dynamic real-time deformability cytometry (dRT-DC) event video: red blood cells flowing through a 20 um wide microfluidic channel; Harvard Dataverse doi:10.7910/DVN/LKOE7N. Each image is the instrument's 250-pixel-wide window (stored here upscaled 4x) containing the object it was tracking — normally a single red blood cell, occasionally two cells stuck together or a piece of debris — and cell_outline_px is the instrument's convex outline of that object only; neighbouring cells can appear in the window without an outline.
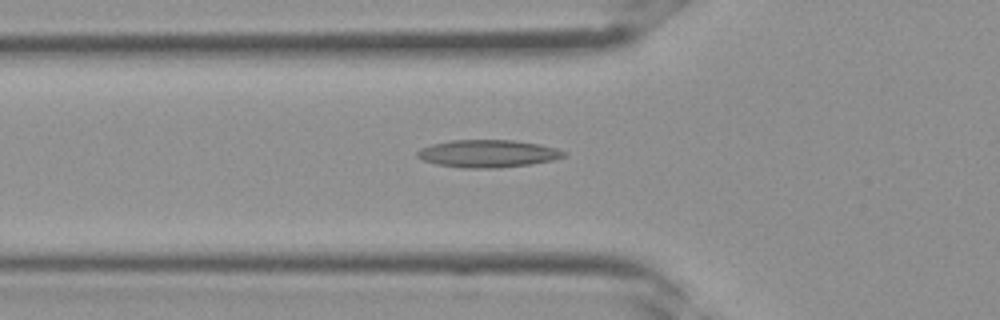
{"species": "Egyptian fruit bat (a non-hibernating species)", "species_latin": "Rousettus aegyptiacus", "temperature_condition": "room temperature", "stored_images_in_passage": 35, "camera_frame_rate_fps": 3000, "um_per_image_px": 0.085, "frame": {"image": 1, "passage_image": 12, "time_ms": 3.667, "image_size_px": [1000, 320], "cell_outline_px": [[568, 156], [552, 160], [532, 164], [500, 168], [464, 168], [436, 164], [424, 160], [416, 156], [416, 152], [420, 148], [432, 144], [452, 140], [512, 140], [540, 144], [556, 148], [568, 152]], "centroid_in_image_um": [41.5, 13.06], "position_along_channel_um": 84.3, "area_um2": 23.7}}
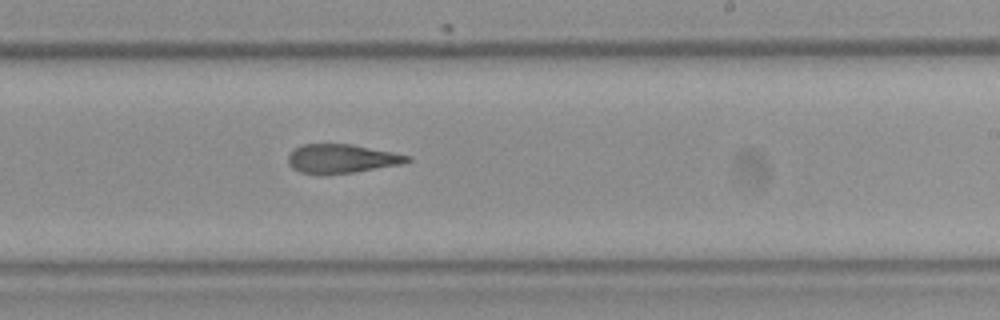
{"frame": {"image": 2, "passage_image": 21, "time_ms": 6.667, "image_size_px": [1000, 320], "cell_outline_px": [[412, 160], [404, 164], [356, 172], [324, 176], [316, 176], [300, 172], [292, 168], [288, 164], [288, 156], [300, 144], [352, 144], [412, 156]], "centroid_in_image_um": [29.04, 13.52], "position_along_channel_um": 260.0, "area_um2": 20.63}}
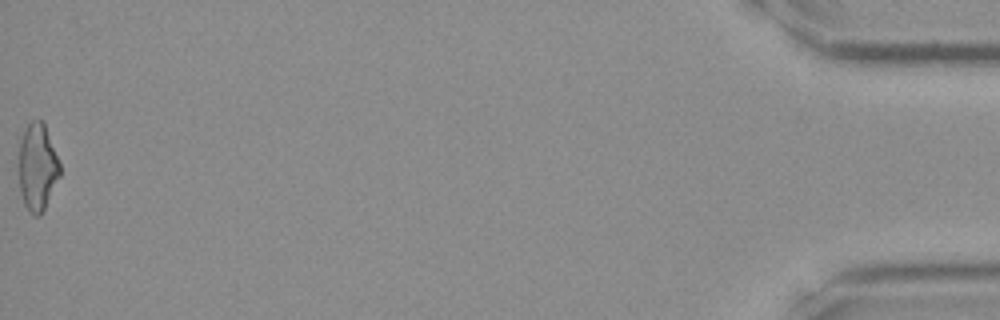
{"frame": {"image": 3, "passage_image": 35, "time_ms": 11.333, "image_size_px": [1000, 320], "cell_outline_px": [[60, 176], [40, 216], [36, 216], [24, 204], [20, 192], [16, 168], [20, 140], [28, 124], [32, 120], [44, 120], [60, 164]], "centroid_in_image_um": [3.14, 14.17], "position_along_channel_um": 432.1, "area_um2": 21.27}}